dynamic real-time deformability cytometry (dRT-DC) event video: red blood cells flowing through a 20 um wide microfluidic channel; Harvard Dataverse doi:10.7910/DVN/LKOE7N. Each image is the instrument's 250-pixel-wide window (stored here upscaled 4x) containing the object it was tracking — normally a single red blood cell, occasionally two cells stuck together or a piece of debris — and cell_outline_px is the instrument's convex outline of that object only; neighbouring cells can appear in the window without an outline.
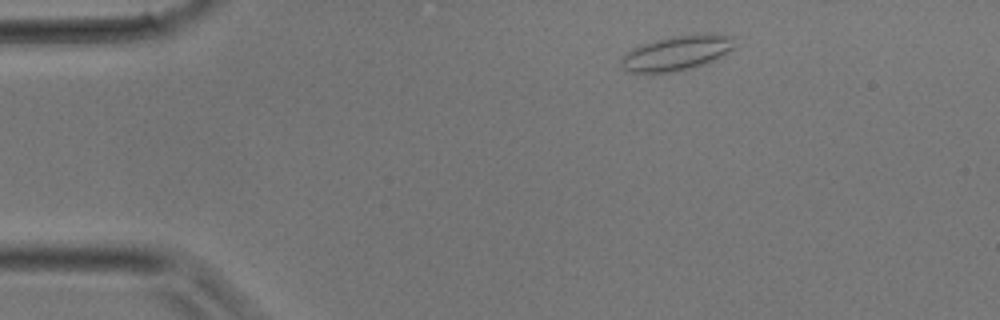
{"species": "common noctule bat (a hibernating species)", "species_latin": "Nyctalus noctula", "temperature_condition": "room temperature", "stored_images_in_passage": 26, "camera_frame_rate_fps": 3000, "um_per_image_px": 0.085, "animal": {"sex": "male", "body_mass_g": 17.9}, "frame": {"image": 1, "passage_image": 1, "time_ms": 0.0, "image_size_px": [1000, 320], "cell_outline_px": [[736, 48], [716, 60], [692, 68], [676, 72], [628, 72], [620, 64], [620, 60], [632, 48], [656, 40], [672, 36], [704, 32], [708, 32], [732, 36]], "centroid_in_image_um": [57.61, 4.49], "position_along_channel_um": 27.4, "area_um2": 23.29}}
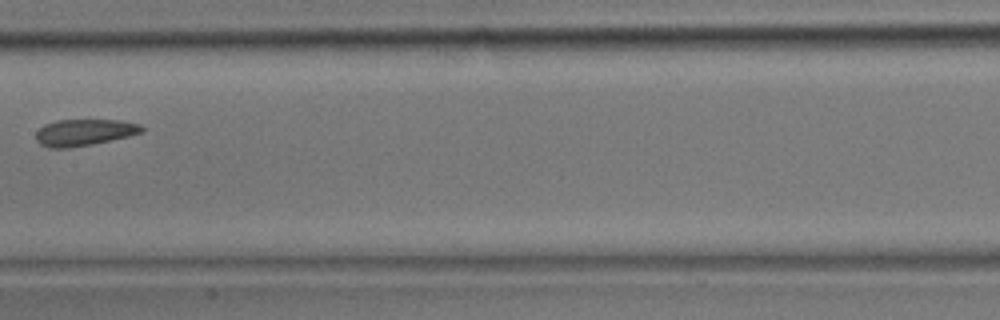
{"frame": {"image": 2, "passage_image": 13, "time_ms": 4.0, "image_size_px": [1000, 320], "cell_outline_px": [[144, 132], [128, 136], [92, 144], [68, 148], [48, 148], [40, 144], [36, 140], [36, 132], [44, 124], [56, 120], [120, 120], [140, 124], [144, 128]], "centroid_in_image_um": [7.15, 11.25], "position_along_channel_um": 200.3, "area_um2": 16.42}}
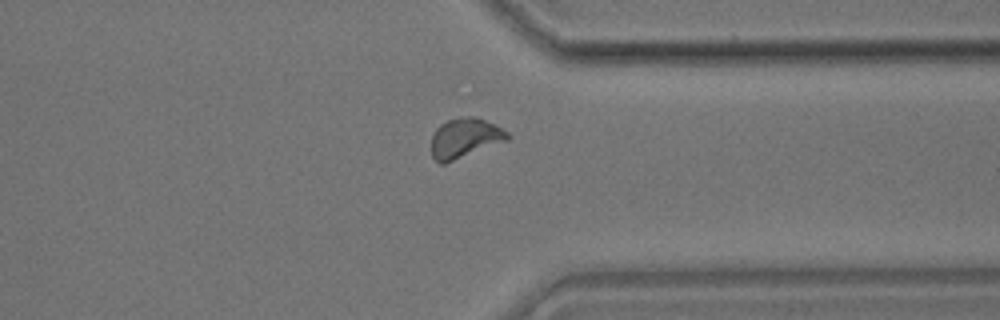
{"frame": {"image": 3, "passage_image": 22, "time_ms": 7.0, "image_size_px": [1000, 320], "cell_outline_px": [[512, 136], [508, 140], [444, 164], [440, 164], [432, 156], [432, 136], [436, 128], [440, 124], [448, 120], [460, 116], [472, 116], [484, 120], [504, 128]], "centroid_in_image_um": [39.53, 11.72], "position_along_channel_um": 371.9, "area_um2": 17.69}}